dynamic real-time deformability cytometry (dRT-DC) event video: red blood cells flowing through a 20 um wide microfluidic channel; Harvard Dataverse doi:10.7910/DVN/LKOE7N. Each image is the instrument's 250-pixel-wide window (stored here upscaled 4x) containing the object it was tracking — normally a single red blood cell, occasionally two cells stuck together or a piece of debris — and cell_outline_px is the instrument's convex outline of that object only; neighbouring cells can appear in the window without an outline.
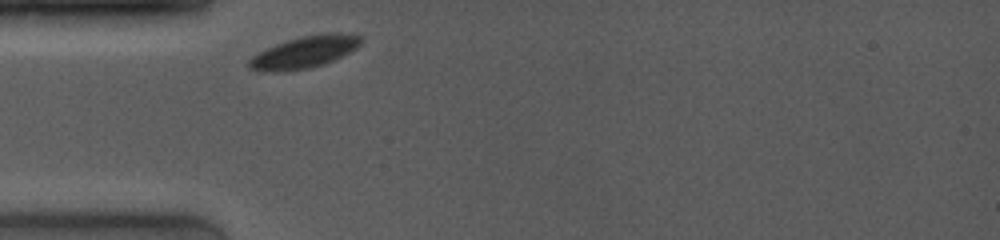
{"species": "common noctule bat (a hibernating species)", "species_latin": "Nyctalus noctula", "temperature_condition": "room temperature", "stored_images_in_passage": 1, "camera_frame_rate_fps": 4000, "um_per_image_px": 0.085, "animal": {"sex": "female", "body_mass_g": 19.0, "forearm_length_mm": 53.3}, "frame": {"image": 1, "passage_image": 1, "time_ms": 0.0, "image_size_px": [1000, 240], "cell_outline_px": [[364, 40], [356, 48], [324, 64], [308, 68], [264, 72], [248, 68], [248, 60], [256, 52], [276, 44], [300, 36], [328, 32], [340, 32], [364, 36]], "centroid_in_image_um": [25.88, 4.4], "position_along_channel_um": 59.1, "area_um2": 20.81}}